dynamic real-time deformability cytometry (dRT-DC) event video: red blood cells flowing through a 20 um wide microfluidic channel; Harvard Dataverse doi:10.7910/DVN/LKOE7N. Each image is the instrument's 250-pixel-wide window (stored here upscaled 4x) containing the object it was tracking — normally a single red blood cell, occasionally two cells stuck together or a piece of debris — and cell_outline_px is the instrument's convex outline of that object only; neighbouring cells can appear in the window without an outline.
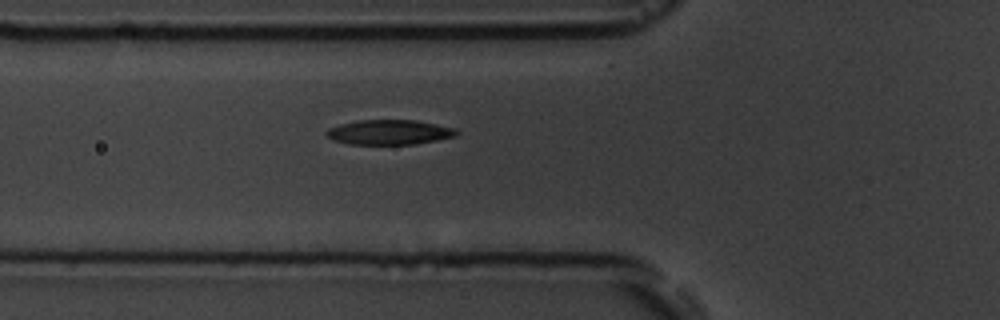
{"species": "common noctule bat (a hibernating species)", "species_latin": "Nyctalus noctula", "temperature_condition": "room temperature", "stored_images_in_passage": 5, "camera_frame_rate_fps": 3000, "um_per_image_px": 0.085, "animal": {"sex": "male", "body_mass_g": 19.5, "forearm_length_mm": 54.6}, "frame": {"image": 1, "passage_image": 5, "time_ms": 6.0, "image_size_px": [1000, 320], "cell_outline_px": [[460, 132], [456, 136], [416, 144], [348, 144], [332, 140], [324, 132], [328, 128], [340, 124], [356, 120], [416, 120], [456, 128]], "centroid_in_image_um": [33.09, 11.23], "position_along_channel_um": 92.7, "area_um2": 18.96}}